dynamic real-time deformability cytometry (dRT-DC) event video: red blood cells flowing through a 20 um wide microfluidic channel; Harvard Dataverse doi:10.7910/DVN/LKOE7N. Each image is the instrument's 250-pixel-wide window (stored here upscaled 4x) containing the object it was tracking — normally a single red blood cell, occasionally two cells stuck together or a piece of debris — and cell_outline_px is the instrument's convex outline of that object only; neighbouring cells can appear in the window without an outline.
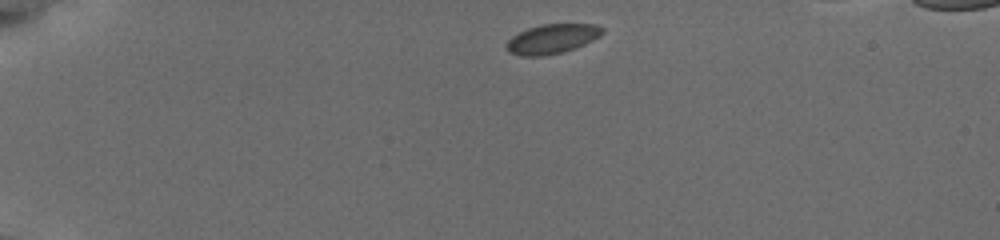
{"species": "common noctule bat (a hibernating species)", "species_latin": "Nyctalus noctula", "temperature_condition": "cold", "stored_images_in_passage": 48, "segment_of_instrument_passage": [1, 2], "camera_frame_rate_fps": 3000, "um_per_image_px": 0.085, "animal": {"sex": "female", "body_mass_g": 19.5, "forearm_length_mm": 54.1}, "frame": {"image": 1, "passage_image": 1, "time_ms": 0.0, "image_size_px": [1000, 240], "cell_outline_px": [[604, 32], [600, 36], [584, 44], [560, 52], [544, 56], [520, 56], [508, 52], [508, 40], [512, 36], [528, 28], [540, 24], [596, 24], [604, 28]], "centroid_in_image_um": [46.94, 3.29], "position_along_channel_um": 38.1, "area_um2": 16.3}}
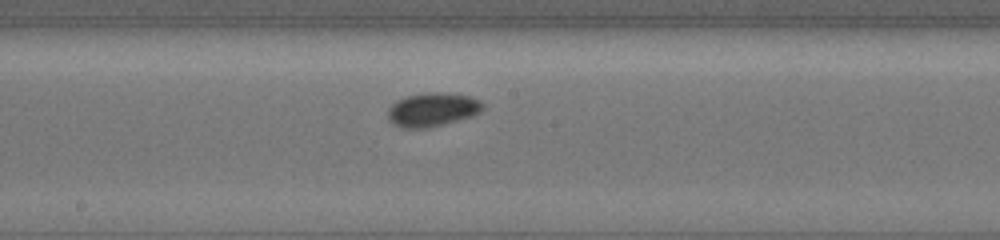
{"frame": {"image": 2, "passage_image": 18, "time_ms": 6.333, "image_size_px": [1000, 240], "cell_outline_px": [[484, 108], [480, 112], [472, 116], [428, 128], [404, 128], [392, 124], [388, 120], [388, 108], [396, 100], [404, 96], [424, 92], [440, 92], [472, 96], [480, 100], [484, 104]], "centroid_in_image_um": [36.74, 9.3], "position_along_channel_um": 211.5, "area_um2": 18.96}}
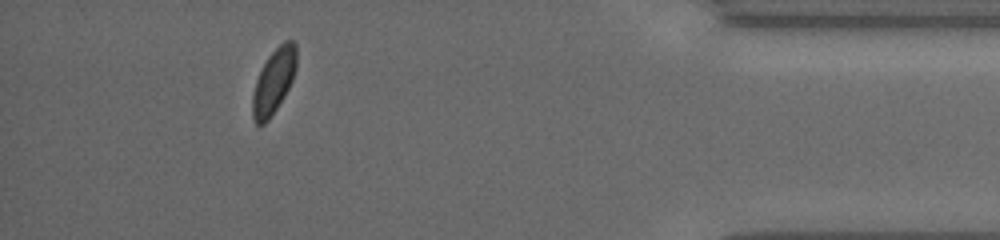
{"frame": {"image": 3, "passage_image": 40, "time_ms": 12.667, "image_size_px": [1000, 240], "cell_outline_px": [[296, 68], [292, 80], [284, 96], [268, 120], [264, 124], [256, 124], [252, 116], [252, 96], [256, 80], [268, 56], [284, 40], [292, 40], [296, 44]], "centroid_in_image_um": [23.26, 6.9], "position_along_channel_um": 411.9, "area_um2": 16.36}}